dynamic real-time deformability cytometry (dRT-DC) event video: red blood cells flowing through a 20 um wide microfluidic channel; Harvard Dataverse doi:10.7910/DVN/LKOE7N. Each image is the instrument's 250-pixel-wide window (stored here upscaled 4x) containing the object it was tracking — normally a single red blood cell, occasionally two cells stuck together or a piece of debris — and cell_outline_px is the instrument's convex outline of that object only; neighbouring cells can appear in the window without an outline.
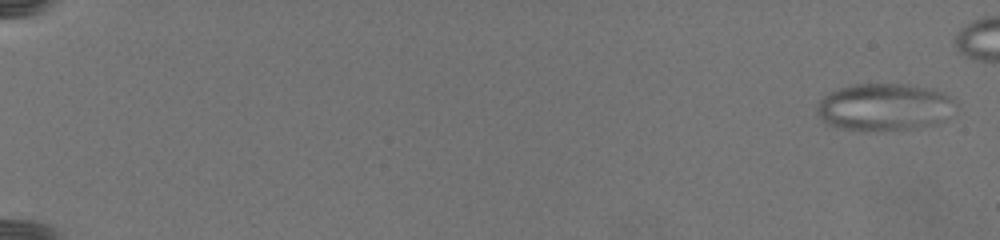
{"species": "common noctule bat (a hibernating species)", "species_latin": "Nyctalus noctula", "temperature_condition": "warm", "stored_images_in_passage": 12, "camera_frame_rate_fps": 3000, "um_per_image_px": 0.085, "animal": {"sex": "female", "body_mass_g": 19.5, "forearm_length_mm": 54.1}, "frame": {"image": 1, "passage_image": 1, "time_ms": 0.0, "image_size_px": [1000, 240], "cell_outline_px": [[956, 100], [948, 120], [936, 124], [916, 128], [864, 132], [840, 128], [824, 124], [816, 112], [816, 104], [824, 96], [840, 88], [856, 84], [904, 84], [932, 88]], "centroid_in_image_um": [75.15, 9.13], "position_along_channel_um": 9.8, "area_um2": 38.73}}